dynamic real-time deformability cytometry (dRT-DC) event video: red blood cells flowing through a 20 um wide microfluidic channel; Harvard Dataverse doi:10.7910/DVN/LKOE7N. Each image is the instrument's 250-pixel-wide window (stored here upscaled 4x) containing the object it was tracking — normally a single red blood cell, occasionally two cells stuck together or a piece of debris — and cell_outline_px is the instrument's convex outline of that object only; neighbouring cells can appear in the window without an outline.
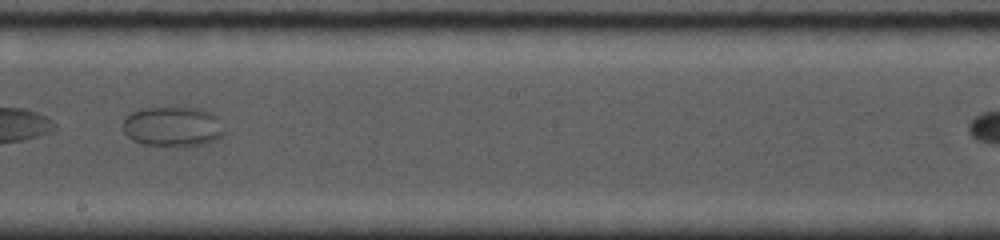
{"species": "common noctule bat (a hibernating species)", "species_latin": "Nyctalus noctula", "temperature_condition": "cold", "stored_images_in_passage": 11, "camera_frame_rate_fps": 5000, "um_per_image_px": 0.085, "animal": {"sex": "female", "body_mass_g": 19.0, "forearm_length_mm": 53.3}, "frame": {"image": 1, "passage_image": 8, "time_ms": 7.2, "image_size_px": [1000, 240], "cell_outline_px": [[224, 132], [216, 140], [208, 144], [180, 148], [164, 148], [144, 144], [132, 140], [120, 128], [124, 116], [132, 112], [144, 108], [200, 108], [208, 112], [212, 116]], "centroid_in_image_um": [14.58, 10.82], "position_along_channel_um": 233.6, "area_um2": 23.99}}
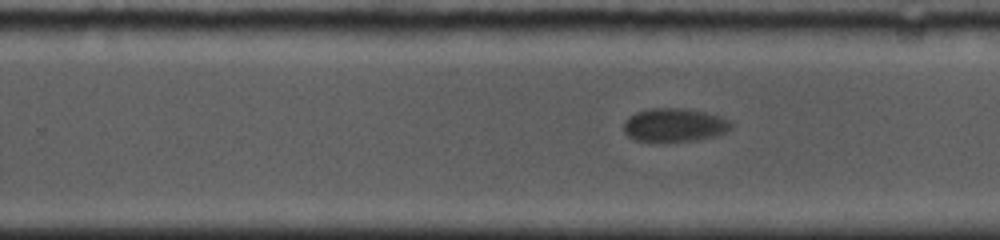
{"frame": {"image": 2, "passage_image": 11, "time_ms": 10.2, "image_size_px": [1000, 240], "cell_outline_px": [[732, 128], [728, 132], [712, 136], [692, 140], [656, 144], [632, 140], [624, 132], [624, 124], [628, 116], [636, 112], [648, 108], [680, 108], [704, 112], [720, 116], [728, 120], [732, 124]], "centroid_in_image_um": [57.26, 10.66], "position_along_channel_um": 272.5, "area_um2": 21.44}}